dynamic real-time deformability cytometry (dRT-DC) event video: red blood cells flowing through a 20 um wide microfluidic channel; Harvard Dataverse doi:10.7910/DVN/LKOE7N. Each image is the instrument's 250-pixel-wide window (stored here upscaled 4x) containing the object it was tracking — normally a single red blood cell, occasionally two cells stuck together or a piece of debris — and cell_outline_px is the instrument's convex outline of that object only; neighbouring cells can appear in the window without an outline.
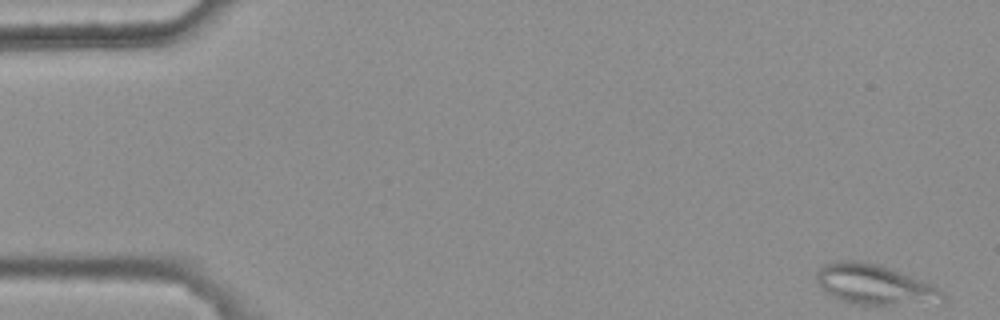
{"species": "common noctule bat (a hibernating species)", "species_latin": "Nyctalus noctula", "temperature_condition": "warm", "stored_images_in_passage": 9, "camera_frame_rate_fps": 3000, "um_per_image_px": 0.085, "animal": {"sex": "female", "body_mass_g": 25.1}, "frame": {"image": 1, "passage_image": 1, "time_ms": 0.0, "image_size_px": [1000, 320], "cell_outline_px": [[944, 300], [940, 304], [852, 304], [832, 296], [824, 292], [820, 288], [816, 280], [816, 272], [824, 264], [844, 260], [856, 260], [880, 264], [928, 284], [936, 288], [944, 296]], "centroid_in_image_um": [74.28, 24.2], "position_along_channel_um": 10.7, "area_um2": 29.19}}